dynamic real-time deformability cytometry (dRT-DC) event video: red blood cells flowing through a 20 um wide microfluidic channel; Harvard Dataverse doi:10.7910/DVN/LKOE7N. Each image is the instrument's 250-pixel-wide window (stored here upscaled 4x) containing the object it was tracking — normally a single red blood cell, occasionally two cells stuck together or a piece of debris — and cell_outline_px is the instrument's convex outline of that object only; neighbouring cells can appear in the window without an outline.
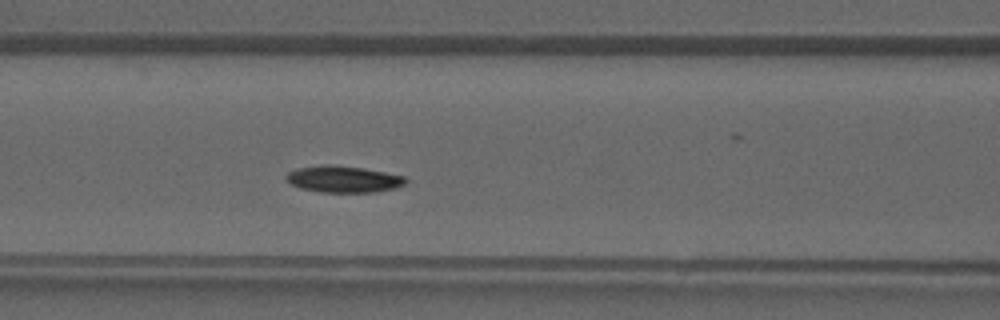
{"species": "common noctule bat (a hibernating species)", "species_latin": "Nyctalus noctula", "temperature_condition": "warm", "stored_images_in_passage": 38, "camera_frame_rate_fps": 3000, "um_per_image_px": 0.085, "animal": {"sex": "male", "forearm_length_mm": 52.5}, "frame": {"image": 1, "passage_image": 13, "time_ms": 4.0, "image_size_px": [1000, 320], "cell_outline_px": [[408, 180], [404, 184], [392, 188], [376, 192], [320, 192], [300, 188], [292, 184], [284, 176], [288, 172], [296, 168], [360, 168], [384, 172], [404, 176]], "centroid_in_image_um": [29.22, 15.28], "position_along_channel_um": 137.4, "area_um2": 17.34}}
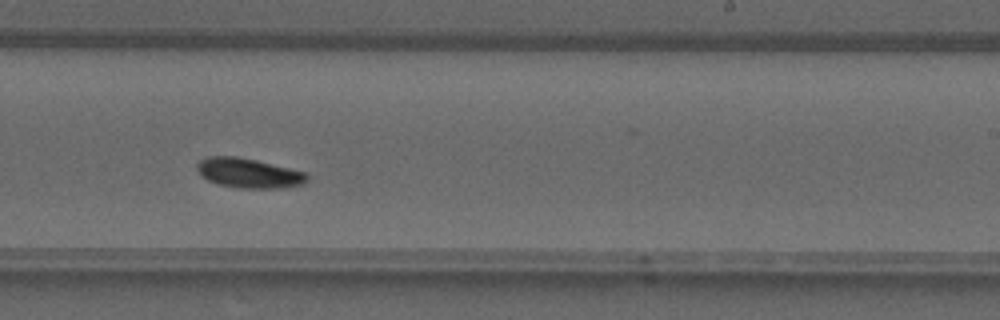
{"frame": {"image": 2, "passage_image": 21, "time_ms": 6.667, "image_size_px": [1000, 320], "cell_outline_px": [[308, 180], [304, 184], [280, 188], [240, 188], [220, 184], [208, 180], [200, 176], [196, 168], [196, 164], [200, 160], [208, 156], [236, 156], [256, 160], [304, 172], [308, 176]], "centroid_in_image_um": [21.1, 14.71], "position_along_channel_um": 267.9, "area_um2": 18.96}}
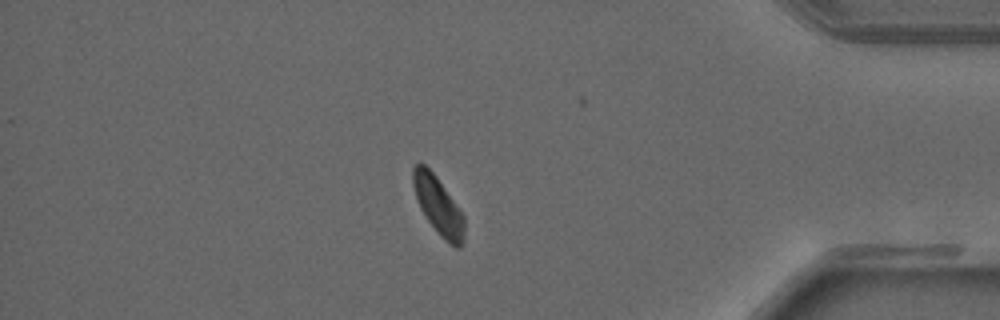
{"frame": {"image": 3, "passage_image": 31, "time_ms": 10.0, "image_size_px": [1000, 320], "cell_outline_px": [[464, 240], [460, 248], [456, 248], [444, 240], [440, 236], [428, 220], [420, 208], [412, 184], [412, 168], [416, 164], [424, 164], [436, 176], [464, 216]], "centroid_in_image_um": [37.25, 17.5], "position_along_channel_um": 398.0, "area_um2": 17.05}}